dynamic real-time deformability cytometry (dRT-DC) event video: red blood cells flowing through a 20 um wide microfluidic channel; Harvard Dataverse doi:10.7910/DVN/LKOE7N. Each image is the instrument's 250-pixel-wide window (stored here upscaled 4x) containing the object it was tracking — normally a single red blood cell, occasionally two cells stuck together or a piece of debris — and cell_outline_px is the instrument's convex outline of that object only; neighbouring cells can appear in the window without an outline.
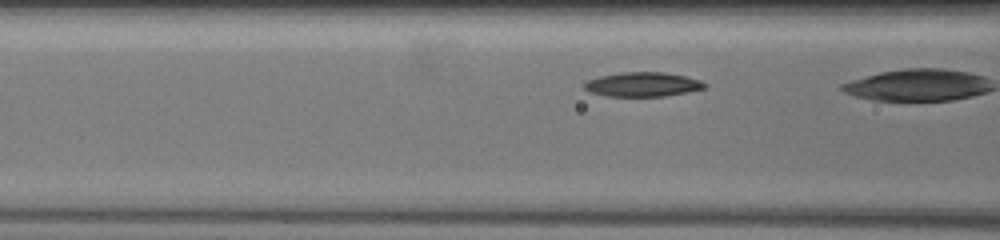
{"species": "common noctule bat (a hibernating species)", "species_latin": "Nyctalus noctula", "temperature_condition": "warm", "stored_images_in_passage": 11, "camera_frame_rate_fps": 3000, "um_per_image_px": 0.085, "animal": {"sex": "female", "body_mass_g": 19.5, "forearm_length_mm": 54.1}, "frame": {"image": 1, "passage_image": 5, "time_ms": 1.667, "image_size_px": [1000, 240], "cell_outline_px": [[708, 84], [704, 88], [688, 92], [664, 96], [608, 96], [592, 92], [584, 88], [584, 80], [600, 76], [620, 72], [664, 72], [684, 76], [700, 80]], "centroid_in_image_um": [54.62, 7.17], "position_along_channel_um": 112.0, "area_um2": 17.05}}
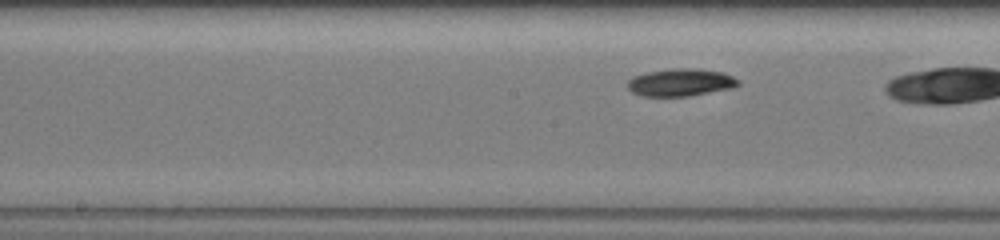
{"frame": {"image": 2, "passage_image": 10, "time_ms": 3.667, "image_size_px": [1000, 240], "cell_outline_px": [[740, 84], [732, 88], [688, 96], [644, 96], [632, 92], [628, 88], [628, 80], [632, 76], [644, 72], [672, 68], [696, 68], [724, 72], [740, 80]], "centroid_in_image_um": [57.85, 6.99], "position_along_channel_um": 190.3, "area_um2": 17.92}}